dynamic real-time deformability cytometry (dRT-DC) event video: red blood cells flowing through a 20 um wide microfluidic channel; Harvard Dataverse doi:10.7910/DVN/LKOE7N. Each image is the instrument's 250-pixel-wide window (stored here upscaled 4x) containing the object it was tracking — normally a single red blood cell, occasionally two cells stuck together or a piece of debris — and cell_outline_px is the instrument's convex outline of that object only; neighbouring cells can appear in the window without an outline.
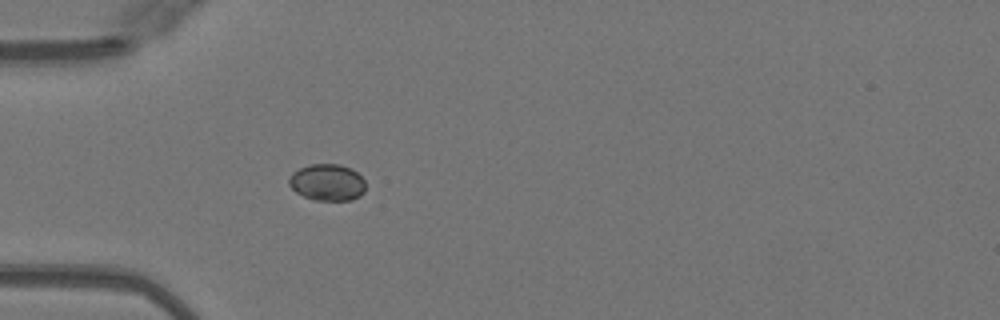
{"species": "Egyptian fruit bat (a non-hibernating species)", "species_latin": "Rousettus aegyptiacus", "temperature_condition": "warm", "stored_images_in_passage": 7, "camera_frame_rate_fps": 3000, "um_per_image_px": 0.085, "animal": {"sex": "female"}, "frame": {"image": 1, "passage_image": 1, "time_ms": 0.0, "image_size_px": [1000, 320], "cell_outline_px": [[364, 192], [360, 196], [352, 200], [316, 200], [304, 196], [296, 192], [288, 184], [288, 180], [292, 172], [300, 168], [312, 164], [340, 164], [352, 168], [364, 180]], "centroid_in_image_um": [27.82, 15.5], "position_along_channel_um": 57.2, "area_um2": 16.36}}
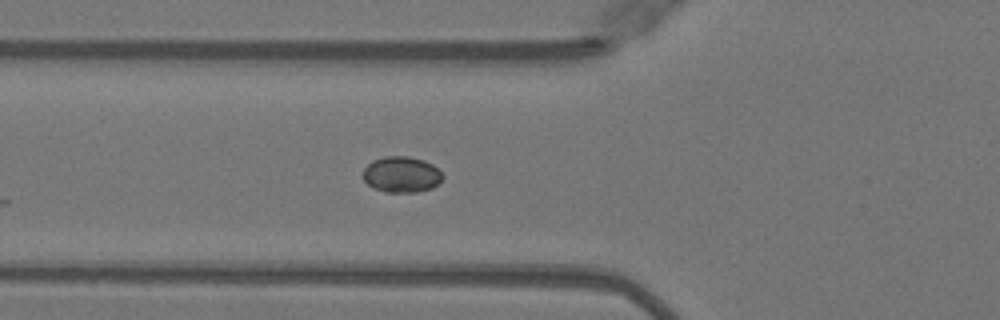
{"frame": {"image": 2, "passage_image": 4, "time_ms": 1.0, "image_size_px": [1000, 320], "cell_outline_px": [[444, 176], [432, 188], [416, 192], [384, 192], [368, 184], [364, 180], [364, 168], [372, 160], [384, 156], [408, 156], [424, 160], [432, 164]], "centroid_in_image_um": [34.12, 14.82], "position_along_channel_um": 91.7, "area_um2": 16.53}}